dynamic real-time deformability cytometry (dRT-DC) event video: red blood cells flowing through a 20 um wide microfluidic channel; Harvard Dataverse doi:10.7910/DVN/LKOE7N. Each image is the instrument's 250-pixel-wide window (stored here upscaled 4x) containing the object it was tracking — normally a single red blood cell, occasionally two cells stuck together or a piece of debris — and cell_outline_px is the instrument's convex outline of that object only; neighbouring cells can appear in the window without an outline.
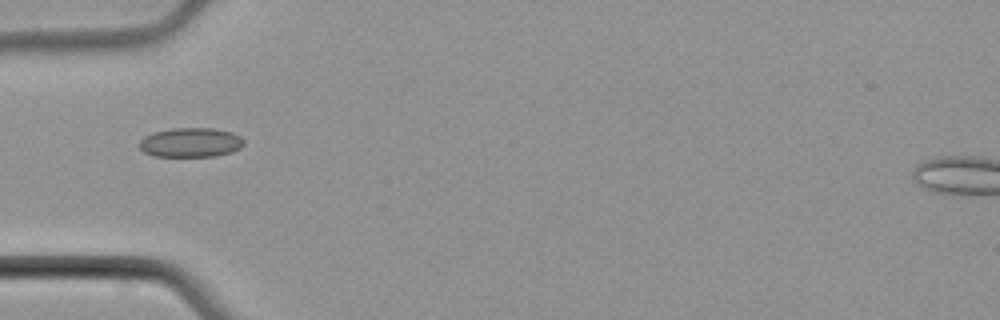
{"species": "common noctule bat (a hibernating species)", "species_latin": "Nyctalus noctula", "temperature_condition": "cold", "stored_images_in_passage": 6, "camera_frame_rate_fps": 3000, "um_per_image_px": 0.085, "animal": {"sex": "male", "body_mass_g": 21.5, "forearm_length_mm": 52.0}, "frame": {"image": 1, "passage_image": 5, "time_ms": 5.333, "image_size_px": [1000, 320], "cell_outline_px": [[244, 144], [240, 148], [232, 152], [216, 156], [156, 156], [144, 152], [140, 148], [140, 140], [144, 136], [152, 132], [172, 128], [212, 128], [232, 132], [240, 136], [244, 140]], "centroid_in_image_um": [16.22, 12.1], "position_along_channel_um": 68.8, "area_um2": 17.98}}
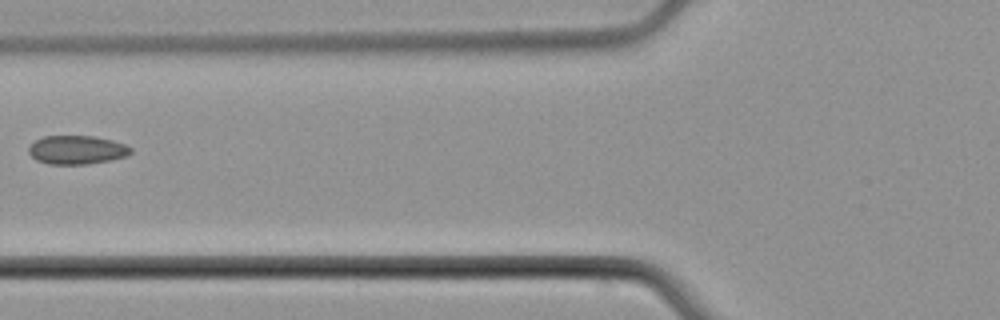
{"frame": {"image": 2, "passage_image": 6, "time_ms": 6.667, "image_size_px": [1000, 320], "cell_outline_px": [[132, 152], [128, 156], [88, 164], [48, 164], [36, 160], [28, 152], [28, 148], [36, 140], [44, 136], [96, 136], [112, 140], [124, 144], [132, 148]], "centroid_in_image_um": [6.54, 12.74], "position_along_channel_um": 119.3, "area_um2": 17.05}}